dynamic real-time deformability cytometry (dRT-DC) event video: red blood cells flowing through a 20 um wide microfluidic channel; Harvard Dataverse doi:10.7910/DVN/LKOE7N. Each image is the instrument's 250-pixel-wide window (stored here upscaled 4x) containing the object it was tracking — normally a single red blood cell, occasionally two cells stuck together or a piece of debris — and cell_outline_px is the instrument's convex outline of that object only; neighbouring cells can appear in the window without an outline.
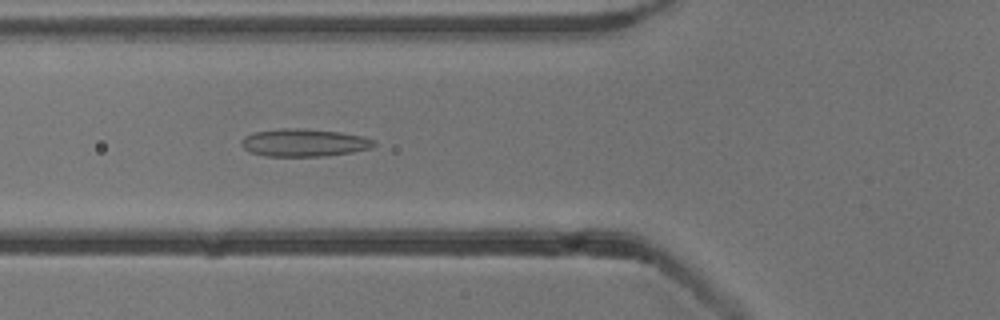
{"species": "common noctule bat (a hibernating species)", "species_latin": "Nyctalus noctula", "temperature_condition": "cold", "stored_images_in_passage": 54, "camera_frame_rate_fps": 3000, "um_per_image_px": 0.085, "animal": {"sex": "male", "body_mass_g": 13.3}, "frame": {"image": 1, "passage_image": 20, "time_ms": 6.333, "image_size_px": [1000, 320], "cell_outline_px": [[376, 144], [372, 148], [352, 152], [324, 156], [264, 156], [248, 152], [240, 144], [240, 140], [244, 136], [256, 132], [280, 128], [300, 128], [340, 132], [364, 136], [376, 140]], "centroid_in_image_um": [25.84, 12.13], "position_along_channel_um": 100.0, "area_um2": 21.62}}
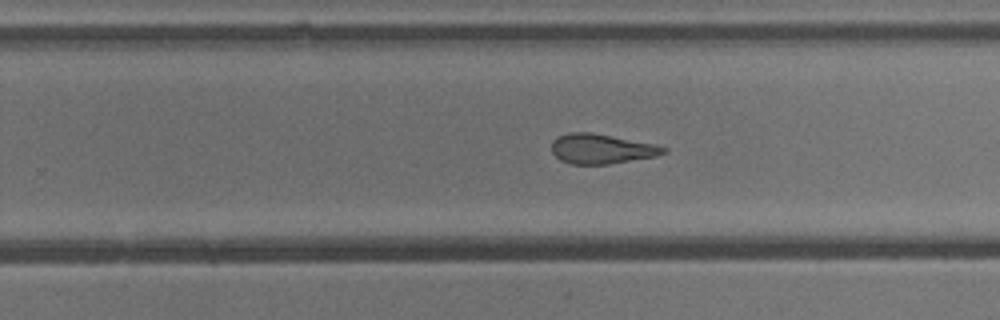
{"frame": {"image": 2, "passage_image": 34, "time_ms": 11.0, "image_size_px": [1000, 320], "cell_outline_px": [[668, 152], [656, 156], [608, 164], [572, 164], [560, 160], [552, 152], [552, 140], [556, 136], [568, 132], [592, 132], [652, 144], [668, 148]], "centroid_in_image_um": [51.09, 12.64], "position_along_channel_um": 278.7, "area_um2": 19.36}}
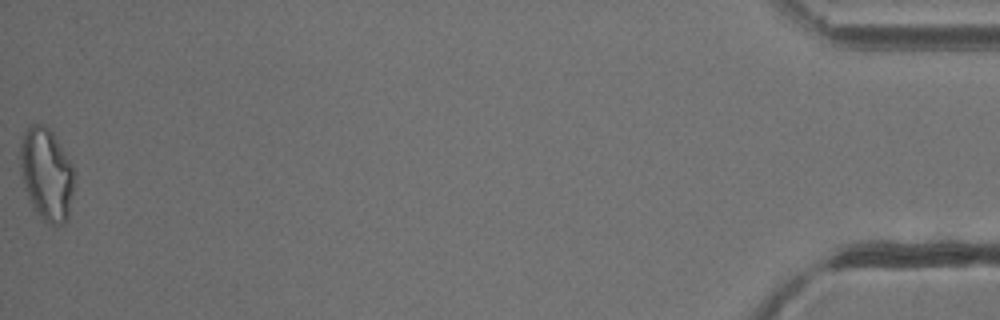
{"frame": {"image": 3, "passage_image": 54, "time_ms": 17.667, "image_size_px": [1000, 320], "cell_outline_px": [[76, 172], [68, 220], [64, 224], [48, 224], [40, 220], [32, 208], [24, 188], [20, 172], [20, 144], [24, 132], [32, 124], [44, 124], [52, 132], [60, 144], [72, 164]], "centroid_in_image_um": [3.96, 14.85], "position_along_channel_um": 431.2, "area_um2": 29.77}, "authors_computed_cell_mechanics": {"area_um2": 22.1085, "velocity_mm_per_s": 3.8288, "shape_relaxation_time_tau1_ms": null, "shape_relaxation_time_tau2_ms": 3.2692, "deformation_change_tau1": null, "deformation_change_tau2": 0.1295}}